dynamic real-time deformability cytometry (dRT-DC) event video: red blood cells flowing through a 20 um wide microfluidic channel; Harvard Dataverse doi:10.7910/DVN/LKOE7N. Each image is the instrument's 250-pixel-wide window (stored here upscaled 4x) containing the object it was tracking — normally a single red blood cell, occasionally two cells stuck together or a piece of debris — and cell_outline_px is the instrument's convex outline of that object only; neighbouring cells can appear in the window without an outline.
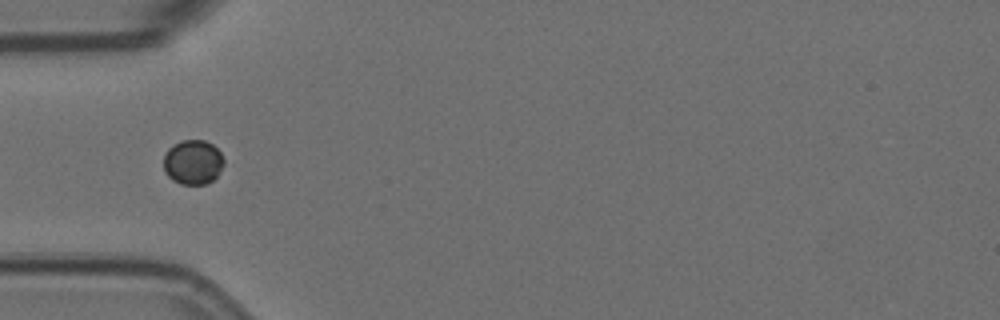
{"species": "Egyptian fruit bat (a non-hibernating species)", "species_latin": "Rousettus aegyptiacus", "temperature_condition": "room temperature", "stored_images_in_passage": 34, "camera_frame_rate_fps": 3000, "um_per_image_px": 0.085, "animal": {"sex": "female"}, "frame": {"image": 1, "passage_image": 10, "time_ms": 3.0, "image_size_px": [1000, 320], "cell_outline_px": [[224, 164], [216, 176], [212, 180], [204, 184], [180, 184], [172, 180], [164, 172], [164, 156], [168, 148], [180, 140], [204, 140], [212, 144], [220, 152], [224, 160]], "centroid_in_image_um": [16.38, 13.78], "position_along_channel_um": 68.6, "area_um2": 15.66}}
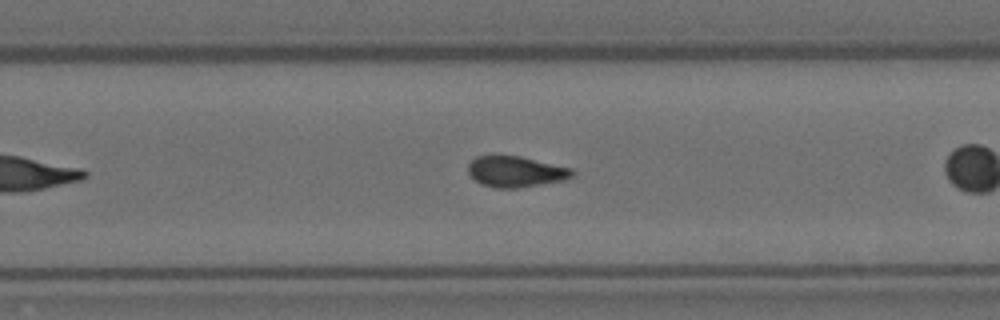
{"frame": {"image": 2, "passage_image": 25, "time_ms": 8.0, "image_size_px": [1000, 320], "cell_outline_px": [[576, 172], [572, 176], [564, 180], [516, 188], [496, 188], [480, 184], [468, 172], [468, 164], [476, 156], [496, 152], [520, 156], [572, 168]], "centroid_in_image_um": [43.79, 14.54], "position_along_channel_um": 286.0, "area_um2": 19.25}}